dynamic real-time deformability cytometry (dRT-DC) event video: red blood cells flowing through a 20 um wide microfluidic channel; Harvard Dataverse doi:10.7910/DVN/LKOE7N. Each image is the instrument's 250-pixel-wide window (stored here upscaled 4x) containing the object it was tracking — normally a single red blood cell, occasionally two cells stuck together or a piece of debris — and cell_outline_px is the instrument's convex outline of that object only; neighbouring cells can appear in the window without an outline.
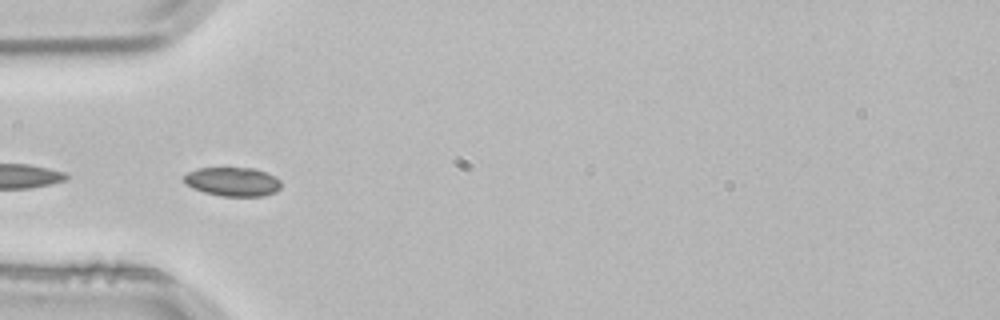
{"species": "common noctule bat (a hibernating species)", "species_latin": "Nyctalus noctula", "temperature_condition": "room temperature", "stored_images_in_passage": 4, "segment_of_instrument_passage": [2, 2], "camera_frame_rate_fps": 3000, "um_per_image_px": 0.085, "animal": {"sex": "male", "body_mass_g": 21.5, "forearm_length_mm": 52.0}, "frame": {"image": 1, "passage_image": 4, "time_ms": 1.0, "image_size_px": [1000, 320], "cell_outline_px": [[280, 188], [276, 192], [264, 196], [220, 196], [204, 192], [192, 188], [184, 180], [184, 176], [188, 172], [196, 168], [252, 168], [264, 172], [280, 180]], "centroid_in_image_um": [19.77, 15.45], "position_along_channel_um": 65.2, "area_um2": 16.24}}